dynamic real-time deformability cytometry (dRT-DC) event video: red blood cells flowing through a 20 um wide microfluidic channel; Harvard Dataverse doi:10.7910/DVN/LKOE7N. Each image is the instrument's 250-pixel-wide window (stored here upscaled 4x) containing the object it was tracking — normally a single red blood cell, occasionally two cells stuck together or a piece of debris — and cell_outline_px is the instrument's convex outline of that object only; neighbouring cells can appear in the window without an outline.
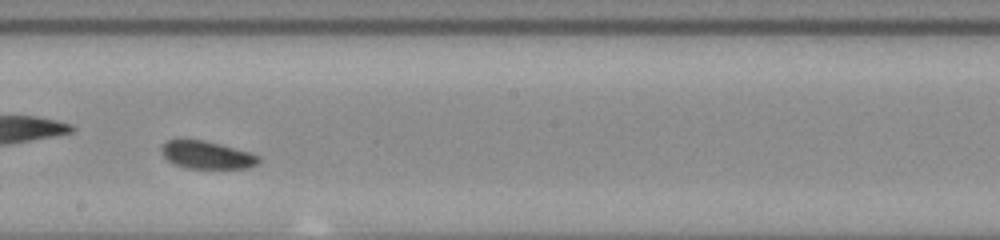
{"species": "common noctule bat (a hibernating species)", "species_latin": "Nyctalus noctula", "temperature_condition": "room temperature", "stored_images_in_passage": 38, "camera_frame_rate_fps": 3000, "um_per_image_px": 0.085, "animal": {"sex": "male", "body_mass_g": 20.0, "forearm_length_mm": 53.3}, "frame": {"image": 1, "passage_image": 17, "time_ms": 5.333, "image_size_px": [1000, 240], "cell_outline_px": [[260, 160], [256, 164], [248, 168], [184, 168], [172, 164], [164, 156], [160, 148], [168, 140], [204, 140], [220, 144], [248, 152], [260, 156]], "centroid_in_image_um": [17.57, 13.18], "position_along_channel_um": 230.6, "area_um2": 15.55}}